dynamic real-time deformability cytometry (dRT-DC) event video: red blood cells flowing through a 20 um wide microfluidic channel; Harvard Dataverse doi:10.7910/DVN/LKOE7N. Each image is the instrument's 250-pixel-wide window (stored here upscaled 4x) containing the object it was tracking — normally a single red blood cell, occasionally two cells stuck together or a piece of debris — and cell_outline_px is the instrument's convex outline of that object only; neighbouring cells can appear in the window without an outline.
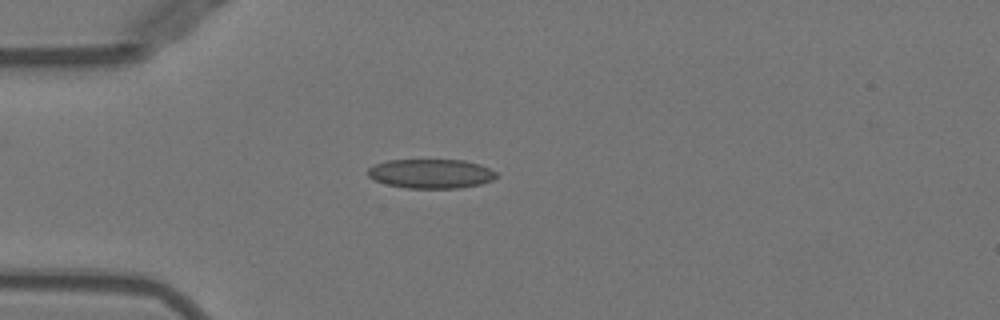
{"species": "Egyptian fruit bat (a non-hibernating species)", "species_latin": "Rousettus aegyptiacus", "temperature_condition": "warm", "stored_images_in_passage": 20, "camera_frame_rate_fps": 3000, "um_per_image_px": 0.085, "animal": {"sex": "female"}, "frame": {"image": 1, "passage_image": 1, "time_ms": 0.0, "image_size_px": [1000, 320], "cell_outline_px": [[500, 176], [492, 180], [480, 184], [460, 188], [404, 188], [388, 184], [376, 180], [368, 176], [368, 168], [376, 164], [388, 160], [464, 160], [480, 164], [496, 172]], "centroid_in_image_um": [36.67, 14.76], "position_along_channel_um": 48.3, "area_um2": 21.91}}
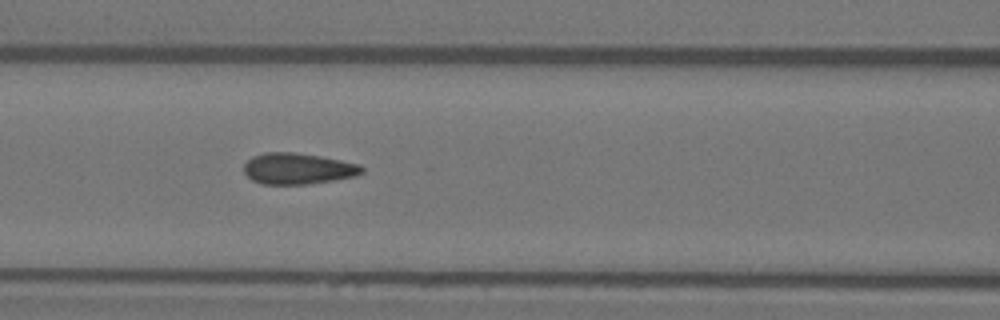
{"frame": {"image": 2, "passage_image": 9, "time_ms": 2.667, "image_size_px": [1000, 320], "cell_outline_px": [[364, 172], [356, 176], [308, 184], [264, 184], [252, 180], [244, 172], [244, 164], [252, 156], [264, 152], [292, 152], [320, 156], [360, 164], [364, 168]], "centroid_in_image_um": [25.32, 14.33], "position_along_channel_um": 141.3, "area_um2": 21.39}}
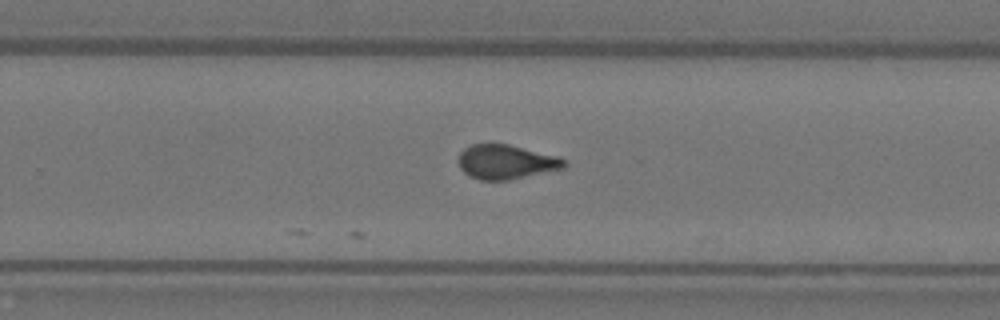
{"frame": {"image": 3, "passage_image": 20, "time_ms": 6.333, "image_size_px": [1000, 320], "cell_outline_px": [[568, 164], [564, 168], [508, 180], [480, 180], [464, 172], [460, 168], [460, 152], [464, 148], [472, 144], [508, 144], [560, 156], [568, 160]], "centroid_in_image_um": [43.08, 13.75], "position_along_channel_um": 286.7, "area_um2": 21.15}}